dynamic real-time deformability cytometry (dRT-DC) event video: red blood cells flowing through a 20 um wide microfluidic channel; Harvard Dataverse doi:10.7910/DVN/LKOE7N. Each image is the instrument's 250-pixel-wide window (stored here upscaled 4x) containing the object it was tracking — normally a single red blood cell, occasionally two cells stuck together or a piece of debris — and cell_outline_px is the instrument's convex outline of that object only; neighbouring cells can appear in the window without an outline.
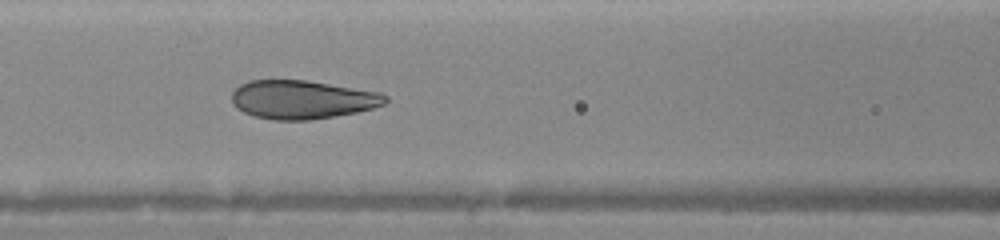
{"species": "human", "species_latin": "Homo sapiens", "temperature_condition": "warm", "stored_images_in_passage": 13, "camera_frame_rate_fps": 3000, "um_per_image_px": 0.085, "donor": {"sex": "female"}, "frame": {"image": 1, "passage_image": 6, "time_ms": 2.0, "image_size_px": [1000, 240], "cell_outline_px": [[388, 100], [384, 104], [372, 108], [356, 112], [336, 116], [308, 120], [272, 120], [256, 116], [244, 112], [236, 108], [232, 104], [232, 92], [240, 84], [248, 80], [308, 80], [380, 92], [388, 96]], "centroid_in_image_um": [25.68, 8.46], "position_along_channel_um": 140.9, "area_um2": 34.68}}
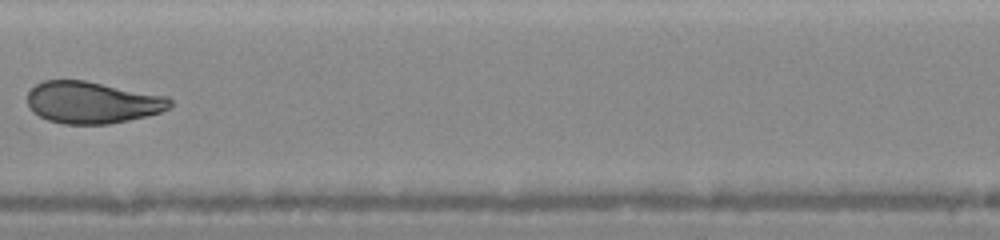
{"frame": {"image": 2, "passage_image": 8, "time_ms": 3.333, "image_size_px": [1000, 240], "cell_outline_px": [[172, 104], [168, 108], [160, 112], [148, 116], [108, 124], [64, 124], [48, 120], [32, 112], [28, 104], [28, 92], [36, 84], [44, 80], [84, 80], [168, 96], [172, 100]], "centroid_in_image_um": [7.85, 8.71], "position_along_channel_um": 199.6, "area_um2": 34.85}}
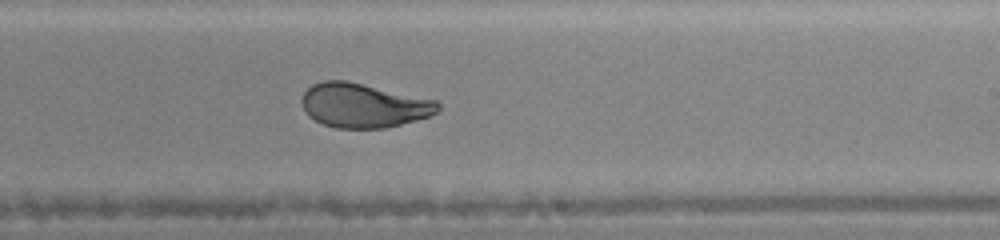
{"frame": {"image": 3, "passage_image": 10, "time_ms": 4.667, "image_size_px": [1000, 240], "cell_outline_px": [[440, 108], [436, 112], [428, 116], [416, 120], [384, 128], [336, 128], [324, 124], [308, 116], [300, 100], [304, 92], [312, 84], [324, 80], [348, 80], [440, 100]], "centroid_in_image_um": [30.92, 8.94], "position_along_channel_um": 258.1, "area_um2": 35.43}}